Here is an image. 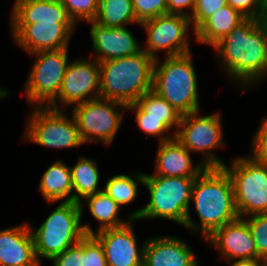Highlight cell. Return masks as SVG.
I'll return each mask as SVG.
<instances>
[{"mask_svg": "<svg viewBox=\"0 0 267 266\" xmlns=\"http://www.w3.org/2000/svg\"><path fill=\"white\" fill-rule=\"evenodd\" d=\"M219 70L231 83L246 91L267 76V25L261 19L245 18L215 44Z\"/></svg>", "mask_w": 267, "mask_h": 266, "instance_id": "6da1fadb", "label": "cell"}, {"mask_svg": "<svg viewBox=\"0 0 267 266\" xmlns=\"http://www.w3.org/2000/svg\"><path fill=\"white\" fill-rule=\"evenodd\" d=\"M193 201L199 223L187 213L185 229L208 238L216 229L239 217L235 207L232 180L223 167H206L196 178L192 188Z\"/></svg>", "mask_w": 267, "mask_h": 266, "instance_id": "7a4b0ae2", "label": "cell"}, {"mask_svg": "<svg viewBox=\"0 0 267 266\" xmlns=\"http://www.w3.org/2000/svg\"><path fill=\"white\" fill-rule=\"evenodd\" d=\"M99 65L100 98L127 106L152 90L154 59L144 50L133 56L99 62Z\"/></svg>", "mask_w": 267, "mask_h": 266, "instance_id": "3957f363", "label": "cell"}, {"mask_svg": "<svg viewBox=\"0 0 267 266\" xmlns=\"http://www.w3.org/2000/svg\"><path fill=\"white\" fill-rule=\"evenodd\" d=\"M192 52L154 60L152 91L181 115L200 110L198 76Z\"/></svg>", "mask_w": 267, "mask_h": 266, "instance_id": "277c9868", "label": "cell"}, {"mask_svg": "<svg viewBox=\"0 0 267 266\" xmlns=\"http://www.w3.org/2000/svg\"><path fill=\"white\" fill-rule=\"evenodd\" d=\"M195 178L144 176L143 186L150 194L146 206L129 214L137 220L165 219L185 226Z\"/></svg>", "mask_w": 267, "mask_h": 266, "instance_id": "5b68a950", "label": "cell"}, {"mask_svg": "<svg viewBox=\"0 0 267 266\" xmlns=\"http://www.w3.org/2000/svg\"><path fill=\"white\" fill-rule=\"evenodd\" d=\"M38 261H50L86 235L78 202H61L37 229L29 224ZM43 259V260H42Z\"/></svg>", "mask_w": 267, "mask_h": 266, "instance_id": "8992f818", "label": "cell"}, {"mask_svg": "<svg viewBox=\"0 0 267 266\" xmlns=\"http://www.w3.org/2000/svg\"><path fill=\"white\" fill-rule=\"evenodd\" d=\"M223 168L232 180L239 217L267 213V165L245 155Z\"/></svg>", "mask_w": 267, "mask_h": 266, "instance_id": "52a82bcc", "label": "cell"}, {"mask_svg": "<svg viewBox=\"0 0 267 266\" xmlns=\"http://www.w3.org/2000/svg\"><path fill=\"white\" fill-rule=\"evenodd\" d=\"M27 117L23 140L54 149L80 147L83 144L74 116L65 110L34 106Z\"/></svg>", "mask_w": 267, "mask_h": 266, "instance_id": "ba28073f", "label": "cell"}, {"mask_svg": "<svg viewBox=\"0 0 267 266\" xmlns=\"http://www.w3.org/2000/svg\"><path fill=\"white\" fill-rule=\"evenodd\" d=\"M200 111L182 115L175 139L191 153H201L205 167H223L226 163L214 153L225 146L221 113L202 116Z\"/></svg>", "mask_w": 267, "mask_h": 266, "instance_id": "9c48e42d", "label": "cell"}, {"mask_svg": "<svg viewBox=\"0 0 267 266\" xmlns=\"http://www.w3.org/2000/svg\"><path fill=\"white\" fill-rule=\"evenodd\" d=\"M68 50L66 48L29 54L34 61L23 88L28 105L48 106L59 95L70 63Z\"/></svg>", "mask_w": 267, "mask_h": 266, "instance_id": "30bf717a", "label": "cell"}, {"mask_svg": "<svg viewBox=\"0 0 267 266\" xmlns=\"http://www.w3.org/2000/svg\"><path fill=\"white\" fill-rule=\"evenodd\" d=\"M127 106L116 101L97 98L72 107L83 144L99 141L104 146L113 144Z\"/></svg>", "mask_w": 267, "mask_h": 266, "instance_id": "8fae6325", "label": "cell"}, {"mask_svg": "<svg viewBox=\"0 0 267 266\" xmlns=\"http://www.w3.org/2000/svg\"><path fill=\"white\" fill-rule=\"evenodd\" d=\"M190 25V18L180 14L160 15L141 23L139 26H142L147 34L142 50L154 60L159 58L158 52L161 50L166 51L165 57L191 52V37L188 34Z\"/></svg>", "mask_w": 267, "mask_h": 266, "instance_id": "7c38bea8", "label": "cell"}, {"mask_svg": "<svg viewBox=\"0 0 267 266\" xmlns=\"http://www.w3.org/2000/svg\"><path fill=\"white\" fill-rule=\"evenodd\" d=\"M97 98H100L99 62L92 57L91 59L80 57L70 61L62 80L59 95L48 107L66 111V107H73Z\"/></svg>", "mask_w": 267, "mask_h": 266, "instance_id": "4fadbf2b", "label": "cell"}, {"mask_svg": "<svg viewBox=\"0 0 267 266\" xmlns=\"http://www.w3.org/2000/svg\"><path fill=\"white\" fill-rule=\"evenodd\" d=\"M12 38L23 51L32 54L69 48L76 28L74 22L39 21L34 24H10Z\"/></svg>", "mask_w": 267, "mask_h": 266, "instance_id": "5bb4252c", "label": "cell"}, {"mask_svg": "<svg viewBox=\"0 0 267 266\" xmlns=\"http://www.w3.org/2000/svg\"><path fill=\"white\" fill-rule=\"evenodd\" d=\"M135 221L93 235L103 247L107 266H143L146 240L138 245L132 225Z\"/></svg>", "mask_w": 267, "mask_h": 266, "instance_id": "9a60e30c", "label": "cell"}, {"mask_svg": "<svg viewBox=\"0 0 267 266\" xmlns=\"http://www.w3.org/2000/svg\"><path fill=\"white\" fill-rule=\"evenodd\" d=\"M205 241L226 262L242 259H257V250L248 223L242 217L216 229Z\"/></svg>", "mask_w": 267, "mask_h": 266, "instance_id": "2e32d148", "label": "cell"}, {"mask_svg": "<svg viewBox=\"0 0 267 266\" xmlns=\"http://www.w3.org/2000/svg\"><path fill=\"white\" fill-rule=\"evenodd\" d=\"M90 24L93 58L98 62L133 56L142 51V45L126 26L104 27L94 21Z\"/></svg>", "mask_w": 267, "mask_h": 266, "instance_id": "e0dca14e", "label": "cell"}, {"mask_svg": "<svg viewBox=\"0 0 267 266\" xmlns=\"http://www.w3.org/2000/svg\"><path fill=\"white\" fill-rule=\"evenodd\" d=\"M189 244L177 236L157 235L146 240L143 266H200Z\"/></svg>", "mask_w": 267, "mask_h": 266, "instance_id": "ac0fdd59", "label": "cell"}, {"mask_svg": "<svg viewBox=\"0 0 267 266\" xmlns=\"http://www.w3.org/2000/svg\"><path fill=\"white\" fill-rule=\"evenodd\" d=\"M0 266H41L28 222L0 230Z\"/></svg>", "mask_w": 267, "mask_h": 266, "instance_id": "d6986e66", "label": "cell"}, {"mask_svg": "<svg viewBox=\"0 0 267 266\" xmlns=\"http://www.w3.org/2000/svg\"><path fill=\"white\" fill-rule=\"evenodd\" d=\"M191 155V152L175 138L158 142L155 171L153 174L144 173V176L196 178L206 167L201 162L194 165Z\"/></svg>", "mask_w": 267, "mask_h": 266, "instance_id": "ffe728a7", "label": "cell"}, {"mask_svg": "<svg viewBox=\"0 0 267 266\" xmlns=\"http://www.w3.org/2000/svg\"><path fill=\"white\" fill-rule=\"evenodd\" d=\"M39 21L73 22L60 0H14L10 24H34Z\"/></svg>", "mask_w": 267, "mask_h": 266, "instance_id": "44dd1931", "label": "cell"}, {"mask_svg": "<svg viewBox=\"0 0 267 266\" xmlns=\"http://www.w3.org/2000/svg\"><path fill=\"white\" fill-rule=\"evenodd\" d=\"M85 202L88 204L89 212L92 217L98 221V227H96V230L90 227V225L82 223L86 235H94L95 233L106 229L118 228L133 220L131 217H128V220L126 221L125 219L121 220L119 217L121 207L104 191L94 195H89L79 203L82 217L84 215Z\"/></svg>", "mask_w": 267, "mask_h": 266, "instance_id": "7402d4cb", "label": "cell"}, {"mask_svg": "<svg viewBox=\"0 0 267 266\" xmlns=\"http://www.w3.org/2000/svg\"><path fill=\"white\" fill-rule=\"evenodd\" d=\"M245 18L239 11L227 4L208 17L195 30V41L213 47Z\"/></svg>", "mask_w": 267, "mask_h": 266, "instance_id": "603a6c76", "label": "cell"}, {"mask_svg": "<svg viewBox=\"0 0 267 266\" xmlns=\"http://www.w3.org/2000/svg\"><path fill=\"white\" fill-rule=\"evenodd\" d=\"M38 190L48 204L73 201L70 166L56 160L43 173Z\"/></svg>", "mask_w": 267, "mask_h": 266, "instance_id": "cb8c5ba5", "label": "cell"}, {"mask_svg": "<svg viewBox=\"0 0 267 266\" xmlns=\"http://www.w3.org/2000/svg\"><path fill=\"white\" fill-rule=\"evenodd\" d=\"M70 167L73 184V201L80 203L85 197L103 191L99 188L100 173L97 162L89 157L80 156Z\"/></svg>", "mask_w": 267, "mask_h": 266, "instance_id": "d4e9b609", "label": "cell"}, {"mask_svg": "<svg viewBox=\"0 0 267 266\" xmlns=\"http://www.w3.org/2000/svg\"><path fill=\"white\" fill-rule=\"evenodd\" d=\"M104 27H124L138 24L132 0H99L98 12L93 20Z\"/></svg>", "mask_w": 267, "mask_h": 266, "instance_id": "484cf974", "label": "cell"}, {"mask_svg": "<svg viewBox=\"0 0 267 266\" xmlns=\"http://www.w3.org/2000/svg\"><path fill=\"white\" fill-rule=\"evenodd\" d=\"M144 184V173L134 175L116 174L104 184L103 191L109 195L120 207L130 205L138 196V185Z\"/></svg>", "mask_w": 267, "mask_h": 266, "instance_id": "4316f807", "label": "cell"}, {"mask_svg": "<svg viewBox=\"0 0 267 266\" xmlns=\"http://www.w3.org/2000/svg\"><path fill=\"white\" fill-rule=\"evenodd\" d=\"M136 103L145 111V117L163 118V124L169 130L173 129V134H176L182 115L165 99L151 90Z\"/></svg>", "mask_w": 267, "mask_h": 266, "instance_id": "83f0119b", "label": "cell"}, {"mask_svg": "<svg viewBox=\"0 0 267 266\" xmlns=\"http://www.w3.org/2000/svg\"><path fill=\"white\" fill-rule=\"evenodd\" d=\"M134 112V117L139 129L147 136L157 137L159 142H166L175 138L170 130L163 124V118L145 117V111L137 104L127 105V112Z\"/></svg>", "mask_w": 267, "mask_h": 266, "instance_id": "f1b7e54d", "label": "cell"}, {"mask_svg": "<svg viewBox=\"0 0 267 266\" xmlns=\"http://www.w3.org/2000/svg\"><path fill=\"white\" fill-rule=\"evenodd\" d=\"M257 250V260L267 261V213L254 214L244 218Z\"/></svg>", "mask_w": 267, "mask_h": 266, "instance_id": "f546056e", "label": "cell"}, {"mask_svg": "<svg viewBox=\"0 0 267 266\" xmlns=\"http://www.w3.org/2000/svg\"><path fill=\"white\" fill-rule=\"evenodd\" d=\"M69 17L78 22L93 21L98 12L99 0H60Z\"/></svg>", "mask_w": 267, "mask_h": 266, "instance_id": "4dcf8cb0", "label": "cell"}, {"mask_svg": "<svg viewBox=\"0 0 267 266\" xmlns=\"http://www.w3.org/2000/svg\"><path fill=\"white\" fill-rule=\"evenodd\" d=\"M81 266H107L103 247L93 235L81 239Z\"/></svg>", "mask_w": 267, "mask_h": 266, "instance_id": "1f68e13d", "label": "cell"}, {"mask_svg": "<svg viewBox=\"0 0 267 266\" xmlns=\"http://www.w3.org/2000/svg\"><path fill=\"white\" fill-rule=\"evenodd\" d=\"M132 4L139 24L167 14V0H132Z\"/></svg>", "mask_w": 267, "mask_h": 266, "instance_id": "d6a6232c", "label": "cell"}, {"mask_svg": "<svg viewBox=\"0 0 267 266\" xmlns=\"http://www.w3.org/2000/svg\"><path fill=\"white\" fill-rule=\"evenodd\" d=\"M225 5H227V0H196L195 9L190 17L193 34L208 17Z\"/></svg>", "mask_w": 267, "mask_h": 266, "instance_id": "836d02e7", "label": "cell"}, {"mask_svg": "<svg viewBox=\"0 0 267 266\" xmlns=\"http://www.w3.org/2000/svg\"><path fill=\"white\" fill-rule=\"evenodd\" d=\"M251 154L258 162L267 165V116L262 118L251 142Z\"/></svg>", "mask_w": 267, "mask_h": 266, "instance_id": "e575fe53", "label": "cell"}, {"mask_svg": "<svg viewBox=\"0 0 267 266\" xmlns=\"http://www.w3.org/2000/svg\"><path fill=\"white\" fill-rule=\"evenodd\" d=\"M227 4L246 18H264L266 0H227Z\"/></svg>", "mask_w": 267, "mask_h": 266, "instance_id": "d590c367", "label": "cell"}, {"mask_svg": "<svg viewBox=\"0 0 267 266\" xmlns=\"http://www.w3.org/2000/svg\"><path fill=\"white\" fill-rule=\"evenodd\" d=\"M50 261H52V266H81V240L61 254L54 256Z\"/></svg>", "mask_w": 267, "mask_h": 266, "instance_id": "8d00e7d4", "label": "cell"}, {"mask_svg": "<svg viewBox=\"0 0 267 266\" xmlns=\"http://www.w3.org/2000/svg\"><path fill=\"white\" fill-rule=\"evenodd\" d=\"M196 0H167V14H180L191 17Z\"/></svg>", "mask_w": 267, "mask_h": 266, "instance_id": "74e56055", "label": "cell"}, {"mask_svg": "<svg viewBox=\"0 0 267 266\" xmlns=\"http://www.w3.org/2000/svg\"><path fill=\"white\" fill-rule=\"evenodd\" d=\"M227 263L229 266H267V261L257 259L233 260Z\"/></svg>", "mask_w": 267, "mask_h": 266, "instance_id": "f35d334b", "label": "cell"}, {"mask_svg": "<svg viewBox=\"0 0 267 266\" xmlns=\"http://www.w3.org/2000/svg\"><path fill=\"white\" fill-rule=\"evenodd\" d=\"M9 92H10V91H9L8 89L2 88V87L0 86V101H2L3 98L8 97L9 94H10Z\"/></svg>", "mask_w": 267, "mask_h": 266, "instance_id": "ab89813d", "label": "cell"}, {"mask_svg": "<svg viewBox=\"0 0 267 266\" xmlns=\"http://www.w3.org/2000/svg\"><path fill=\"white\" fill-rule=\"evenodd\" d=\"M263 21L267 25V0H266V4H265V14H264Z\"/></svg>", "mask_w": 267, "mask_h": 266, "instance_id": "60d3db41", "label": "cell"}]
</instances>
